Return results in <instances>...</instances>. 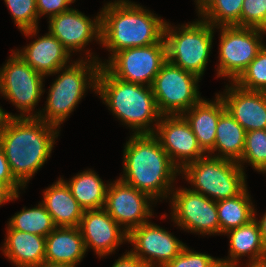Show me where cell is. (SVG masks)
Returning a JSON list of instances; mask_svg holds the SVG:
<instances>
[{
    "label": "cell",
    "instance_id": "1",
    "mask_svg": "<svg viewBox=\"0 0 266 267\" xmlns=\"http://www.w3.org/2000/svg\"><path fill=\"white\" fill-rule=\"evenodd\" d=\"M130 135L124 145L123 174L119 179L148 194L156 202L169 200L181 170L153 134Z\"/></svg>",
    "mask_w": 266,
    "mask_h": 267
},
{
    "label": "cell",
    "instance_id": "2",
    "mask_svg": "<svg viewBox=\"0 0 266 267\" xmlns=\"http://www.w3.org/2000/svg\"><path fill=\"white\" fill-rule=\"evenodd\" d=\"M60 131L38 117H10L4 123L0 130V145L13 176L25 188L51 157Z\"/></svg>",
    "mask_w": 266,
    "mask_h": 267
},
{
    "label": "cell",
    "instance_id": "3",
    "mask_svg": "<svg viewBox=\"0 0 266 267\" xmlns=\"http://www.w3.org/2000/svg\"><path fill=\"white\" fill-rule=\"evenodd\" d=\"M137 2L114 0L104 4L101 13V45L116 53L133 47L159 43L164 38L166 20Z\"/></svg>",
    "mask_w": 266,
    "mask_h": 267
},
{
    "label": "cell",
    "instance_id": "4",
    "mask_svg": "<svg viewBox=\"0 0 266 267\" xmlns=\"http://www.w3.org/2000/svg\"><path fill=\"white\" fill-rule=\"evenodd\" d=\"M96 94L108 110L134 132L133 134L154 133L162 115L151 86L123 81L101 66Z\"/></svg>",
    "mask_w": 266,
    "mask_h": 267
},
{
    "label": "cell",
    "instance_id": "5",
    "mask_svg": "<svg viewBox=\"0 0 266 267\" xmlns=\"http://www.w3.org/2000/svg\"><path fill=\"white\" fill-rule=\"evenodd\" d=\"M90 51L84 50L87 53L85 58L71 60V64L51 74H57L58 77L48 89L46 106L38 110L39 119L60 129L61 124L85 97L87 89L91 88L97 93V77L102 60Z\"/></svg>",
    "mask_w": 266,
    "mask_h": 267
},
{
    "label": "cell",
    "instance_id": "6",
    "mask_svg": "<svg viewBox=\"0 0 266 267\" xmlns=\"http://www.w3.org/2000/svg\"><path fill=\"white\" fill-rule=\"evenodd\" d=\"M198 19L177 27L166 21L164 40L167 60L201 78L212 53L216 31L211 24Z\"/></svg>",
    "mask_w": 266,
    "mask_h": 267
},
{
    "label": "cell",
    "instance_id": "7",
    "mask_svg": "<svg viewBox=\"0 0 266 267\" xmlns=\"http://www.w3.org/2000/svg\"><path fill=\"white\" fill-rule=\"evenodd\" d=\"M180 174L192 191L215 202L233 198L248 188L246 173L238 162L208 154L187 164Z\"/></svg>",
    "mask_w": 266,
    "mask_h": 267
},
{
    "label": "cell",
    "instance_id": "8",
    "mask_svg": "<svg viewBox=\"0 0 266 267\" xmlns=\"http://www.w3.org/2000/svg\"><path fill=\"white\" fill-rule=\"evenodd\" d=\"M0 68V96L11 102L17 110L16 117H38L35 111L45 89V76L36 72L15 51ZM34 111V112H33Z\"/></svg>",
    "mask_w": 266,
    "mask_h": 267
},
{
    "label": "cell",
    "instance_id": "9",
    "mask_svg": "<svg viewBox=\"0 0 266 267\" xmlns=\"http://www.w3.org/2000/svg\"><path fill=\"white\" fill-rule=\"evenodd\" d=\"M217 77L234 82L263 48L265 30L252 27L218 26Z\"/></svg>",
    "mask_w": 266,
    "mask_h": 267
},
{
    "label": "cell",
    "instance_id": "10",
    "mask_svg": "<svg viewBox=\"0 0 266 267\" xmlns=\"http://www.w3.org/2000/svg\"><path fill=\"white\" fill-rule=\"evenodd\" d=\"M201 79L167 60L151 86L161 115H182L198 103L202 99L198 91Z\"/></svg>",
    "mask_w": 266,
    "mask_h": 267
},
{
    "label": "cell",
    "instance_id": "11",
    "mask_svg": "<svg viewBox=\"0 0 266 267\" xmlns=\"http://www.w3.org/2000/svg\"><path fill=\"white\" fill-rule=\"evenodd\" d=\"M167 61L164 38L145 47H133L116 52L102 66L114 77L126 82L152 86L162 65Z\"/></svg>",
    "mask_w": 266,
    "mask_h": 267
},
{
    "label": "cell",
    "instance_id": "12",
    "mask_svg": "<svg viewBox=\"0 0 266 267\" xmlns=\"http://www.w3.org/2000/svg\"><path fill=\"white\" fill-rule=\"evenodd\" d=\"M171 221L197 235H220L216 202L191 188H174L169 197Z\"/></svg>",
    "mask_w": 266,
    "mask_h": 267
},
{
    "label": "cell",
    "instance_id": "13",
    "mask_svg": "<svg viewBox=\"0 0 266 267\" xmlns=\"http://www.w3.org/2000/svg\"><path fill=\"white\" fill-rule=\"evenodd\" d=\"M157 202L120 179L110 181L104 209L127 233L151 220ZM153 204V205H152Z\"/></svg>",
    "mask_w": 266,
    "mask_h": 267
},
{
    "label": "cell",
    "instance_id": "14",
    "mask_svg": "<svg viewBox=\"0 0 266 267\" xmlns=\"http://www.w3.org/2000/svg\"><path fill=\"white\" fill-rule=\"evenodd\" d=\"M129 251L146 266L164 267L186 244L157 224L146 222L128 233Z\"/></svg>",
    "mask_w": 266,
    "mask_h": 267
},
{
    "label": "cell",
    "instance_id": "15",
    "mask_svg": "<svg viewBox=\"0 0 266 267\" xmlns=\"http://www.w3.org/2000/svg\"><path fill=\"white\" fill-rule=\"evenodd\" d=\"M153 135L180 170L206 155L182 115L161 116Z\"/></svg>",
    "mask_w": 266,
    "mask_h": 267
},
{
    "label": "cell",
    "instance_id": "16",
    "mask_svg": "<svg viewBox=\"0 0 266 267\" xmlns=\"http://www.w3.org/2000/svg\"><path fill=\"white\" fill-rule=\"evenodd\" d=\"M47 20H49L48 31L70 54L83 51L89 45L88 43L95 40L101 44V13L99 12L97 16L90 19L78 9L71 8Z\"/></svg>",
    "mask_w": 266,
    "mask_h": 267
},
{
    "label": "cell",
    "instance_id": "17",
    "mask_svg": "<svg viewBox=\"0 0 266 267\" xmlns=\"http://www.w3.org/2000/svg\"><path fill=\"white\" fill-rule=\"evenodd\" d=\"M79 229L88 252L92 249L100 259L114 254L127 243L128 233L104 209L84 210Z\"/></svg>",
    "mask_w": 266,
    "mask_h": 267
},
{
    "label": "cell",
    "instance_id": "18",
    "mask_svg": "<svg viewBox=\"0 0 266 267\" xmlns=\"http://www.w3.org/2000/svg\"><path fill=\"white\" fill-rule=\"evenodd\" d=\"M225 85L222 98L226 111L246 132L266 129V92L246 90L234 82Z\"/></svg>",
    "mask_w": 266,
    "mask_h": 267
},
{
    "label": "cell",
    "instance_id": "19",
    "mask_svg": "<svg viewBox=\"0 0 266 267\" xmlns=\"http://www.w3.org/2000/svg\"><path fill=\"white\" fill-rule=\"evenodd\" d=\"M22 48L13 51L45 77L71 64L72 55L49 31Z\"/></svg>",
    "mask_w": 266,
    "mask_h": 267
},
{
    "label": "cell",
    "instance_id": "20",
    "mask_svg": "<svg viewBox=\"0 0 266 267\" xmlns=\"http://www.w3.org/2000/svg\"><path fill=\"white\" fill-rule=\"evenodd\" d=\"M255 218L238 228L230 229L222 235L229 236V251L227 258H219L232 265H239L242 257L249 258L246 264H262L266 262V248L264 246L259 223ZM247 255V256H246ZM239 262V263H238Z\"/></svg>",
    "mask_w": 266,
    "mask_h": 267
},
{
    "label": "cell",
    "instance_id": "21",
    "mask_svg": "<svg viewBox=\"0 0 266 267\" xmlns=\"http://www.w3.org/2000/svg\"><path fill=\"white\" fill-rule=\"evenodd\" d=\"M215 96L214 101L202 98L182 114L206 154L214 147L219 117L226 110L219 93Z\"/></svg>",
    "mask_w": 266,
    "mask_h": 267
},
{
    "label": "cell",
    "instance_id": "22",
    "mask_svg": "<svg viewBox=\"0 0 266 267\" xmlns=\"http://www.w3.org/2000/svg\"><path fill=\"white\" fill-rule=\"evenodd\" d=\"M41 203L52 216L56 227H79L83 208L73 197L64 178L59 177L43 191Z\"/></svg>",
    "mask_w": 266,
    "mask_h": 267
},
{
    "label": "cell",
    "instance_id": "23",
    "mask_svg": "<svg viewBox=\"0 0 266 267\" xmlns=\"http://www.w3.org/2000/svg\"><path fill=\"white\" fill-rule=\"evenodd\" d=\"M2 253L16 267H37L45 262L46 237L6 230Z\"/></svg>",
    "mask_w": 266,
    "mask_h": 267
},
{
    "label": "cell",
    "instance_id": "24",
    "mask_svg": "<svg viewBox=\"0 0 266 267\" xmlns=\"http://www.w3.org/2000/svg\"><path fill=\"white\" fill-rule=\"evenodd\" d=\"M87 250L79 227H56L46 236L45 261L78 265Z\"/></svg>",
    "mask_w": 266,
    "mask_h": 267
},
{
    "label": "cell",
    "instance_id": "25",
    "mask_svg": "<svg viewBox=\"0 0 266 267\" xmlns=\"http://www.w3.org/2000/svg\"><path fill=\"white\" fill-rule=\"evenodd\" d=\"M245 136V129L225 110L219 117L214 147L207 154L239 162L243 154Z\"/></svg>",
    "mask_w": 266,
    "mask_h": 267
},
{
    "label": "cell",
    "instance_id": "26",
    "mask_svg": "<svg viewBox=\"0 0 266 267\" xmlns=\"http://www.w3.org/2000/svg\"><path fill=\"white\" fill-rule=\"evenodd\" d=\"M64 181L83 210L104 208L109 182L105 184L94 170L85 169Z\"/></svg>",
    "mask_w": 266,
    "mask_h": 267
},
{
    "label": "cell",
    "instance_id": "27",
    "mask_svg": "<svg viewBox=\"0 0 266 267\" xmlns=\"http://www.w3.org/2000/svg\"><path fill=\"white\" fill-rule=\"evenodd\" d=\"M246 188L239 195L216 202L220 234L249 223L255 218V206Z\"/></svg>",
    "mask_w": 266,
    "mask_h": 267
},
{
    "label": "cell",
    "instance_id": "28",
    "mask_svg": "<svg viewBox=\"0 0 266 267\" xmlns=\"http://www.w3.org/2000/svg\"><path fill=\"white\" fill-rule=\"evenodd\" d=\"M196 13L213 27L239 26L243 0H195Z\"/></svg>",
    "mask_w": 266,
    "mask_h": 267
},
{
    "label": "cell",
    "instance_id": "29",
    "mask_svg": "<svg viewBox=\"0 0 266 267\" xmlns=\"http://www.w3.org/2000/svg\"><path fill=\"white\" fill-rule=\"evenodd\" d=\"M6 230H18L46 237L55 228L52 216L40 202L33 208L23 207L13 215L6 226Z\"/></svg>",
    "mask_w": 266,
    "mask_h": 267
},
{
    "label": "cell",
    "instance_id": "30",
    "mask_svg": "<svg viewBox=\"0 0 266 267\" xmlns=\"http://www.w3.org/2000/svg\"><path fill=\"white\" fill-rule=\"evenodd\" d=\"M15 25L26 37L32 38L39 33V16L36 0H4Z\"/></svg>",
    "mask_w": 266,
    "mask_h": 267
},
{
    "label": "cell",
    "instance_id": "31",
    "mask_svg": "<svg viewBox=\"0 0 266 267\" xmlns=\"http://www.w3.org/2000/svg\"><path fill=\"white\" fill-rule=\"evenodd\" d=\"M245 163L257 172L266 173V129L246 132L243 154L238 162L243 170Z\"/></svg>",
    "mask_w": 266,
    "mask_h": 267
},
{
    "label": "cell",
    "instance_id": "32",
    "mask_svg": "<svg viewBox=\"0 0 266 267\" xmlns=\"http://www.w3.org/2000/svg\"><path fill=\"white\" fill-rule=\"evenodd\" d=\"M234 83L246 90L266 92V45Z\"/></svg>",
    "mask_w": 266,
    "mask_h": 267
},
{
    "label": "cell",
    "instance_id": "33",
    "mask_svg": "<svg viewBox=\"0 0 266 267\" xmlns=\"http://www.w3.org/2000/svg\"><path fill=\"white\" fill-rule=\"evenodd\" d=\"M240 27L266 31V0H243Z\"/></svg>",
    "mask_w": 266,
    "mask_h": 267
},
{
    "label": "cell",
    "instance_id": "34",
    "mask_svg": "<svg viewBox=\"0 0 266 267\" xmlns=\"http://www.w3.org/2000/svg\"><path fill=\"white\" fill-rule=\"evenodd\" d=\"M219 258L190 250L185 245L181 252L164 267H211Z\"/></svg>",
    "mask_w": 266,
    "mask_h": 267
},
{
    "label": "cell",
    "instance_id": "35",
    "mask_svg": "<svg viewBox=\"0 0 266 267\" xmlns=\"http://www.w3.org/2000/svg\"><path fill=\"white\" fill-rule=\"evenodd\" d=\"M72 0H36V7L39 18L41 16L48 15L46 17H52L62 12L70 10Z\"/></svg>",
    "mask_w": 266,
    "mask_h": 267
},
{
    "label": "cell",
    "instance_id": "36",
    "mask_svg": "<svg viewBox=\"0 0 266 267\" xmlns=\"http://www.w3.org/2000/svg\"><path fill=\"white\" fill-rule=\"evenodd\" d=\"M0 182L6 184L15 194L25 187L13 176L4 149L0 145Z\"/></svg>",
    "mask_w": 266,
    "mask_h": 267
},
{
    "label": "cell",
    "instance_id": "37",
    "mask_svg": "<svg viewBox=\"0 0 266 267\" xmlns=\"http://www.w3.org/2000/svg\"><path fill=\"white\" fill-rule=\"evenodd\" d=\"M121 257L115 260L112 267H145L146 265L130 251L124 252Z\"/></svg>",
    "mask_w": 266,
    "mask_h": 267
},
{
    "label": "cell",
    "instance_id": "38",
    "mask_svg": "<svg viewBox=\"0 0 266 267\" xmlns=\"http://www.w3.org/2000/svg\"><path fill=\"white\" fill-rule=\"evenodd\" d=\"M20 196L19 194H15L6 184L0 182V207L6 202L15 201Z\"/></svg>",
    "mask_w": 266,
    "mask_h": 267
},
{
    "label": "cell",
    "instance_id": "39",
    "mask_svg": "<svg viewBox=\"0 0 266 267\" xmlns=\"http://www.w3.org/2000/svg\"><path fill=\"white\" fill-rule=\"evenodd\" d=\"M260 218H261L260 220H258V218H256V219L259 223L261 235H262V240H263L264 246L266 248V212Z\"/></svg>",
    "mask_w": 266,
    "mask_h": 267
},
{
    "label": "cell",
    "instance_id": "40",
    "mask_svg": "<svg viewBox=\"0 0 266 267\" xmlns=\"http://www.w3.org/2000/svg\"><path fill=\"white\" fill-rule=\"evenodd\" d=\"M10 117H16V115L9 113L5 111L3 108L0 106V130L3 128L4 123L6 120Z\"/></svg>",
    "mask_w": 266,
    "mask_h": 267
},
{
    "label": "cell",
    "instance_id": "41",
    "mask_svg": "<svg viewBox=\"0 0 266 267\" xmlns=\"http://www.w3.org/2000/svg\"><path fill=\"white\" fill-rule=\"evenodd\" d=\"M37 267H75L74 265L62 264V263H49L43 262L40 266Z\"/></svg>",
    "mask_w": 266,
    "mask_h": 267
},
{
    "label": "cell",
    "instance_id": "42",
    "mask_svg": "<svg viewBox=\"0 0 266 267\" xmlns=\"http://www.w3.org/2000/svg\"><path fill=\"white\" fill-rule=\"evenodd\" d=\"M234 266L235 265H232L229 262H225L218 259L211 267H234Z\"/></svg>",
    "mask_w": 266,
    "mask_h": 267
},
{
    "label": "cell",
    "instance_id": "43",
    "mask_svg": "<svg viewBox=\"0 0 266 267\" xmlns=\"http://www.w3.org/2000/svg\"><path fill=\"white\" fill-rule=\"evenodd\" d=\"M234 267H241V266L235 265ZM246 267H266V262L262 264H246Z\"/></svg>",
    "mask_w": 266,
    "mask_h": 267
}]
</instances>
